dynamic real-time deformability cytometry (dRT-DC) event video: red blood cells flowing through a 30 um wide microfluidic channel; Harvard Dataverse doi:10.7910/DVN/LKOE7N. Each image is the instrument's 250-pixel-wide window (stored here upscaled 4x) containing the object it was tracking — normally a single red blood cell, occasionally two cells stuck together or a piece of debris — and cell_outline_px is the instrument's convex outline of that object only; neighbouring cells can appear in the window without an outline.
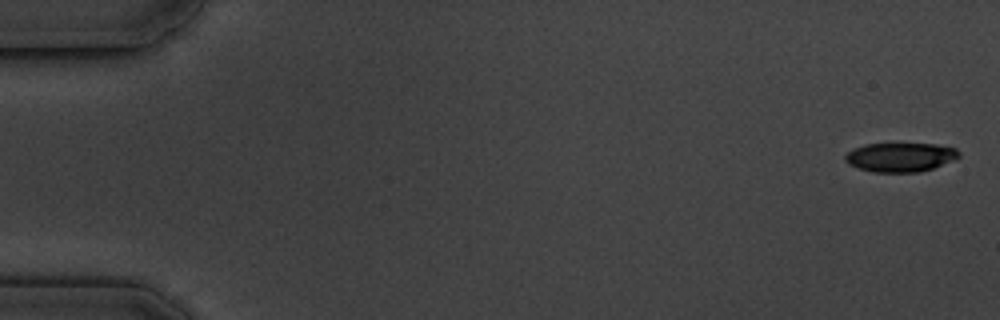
{"species": "common noctule bat (a hibernating species)", "species_latin": "Nyctalus noctula", "temperature_condition": "cold", "stored_images_in_passage": 6, "camera_frame_rate_fps": 3000, "um_per_image_px": 0.085, "animal": {"sex": "male", "body_mass_g": 19.5, "forearm_length_mm": 54.6}, "frame": {"image": 1, "passage_image": 1, "time_ms": 0.0, "image_size_px": [1000, 320], "cell_outline_px": [[960, 156], [952, 160], [932, 168], [920, 172], [872, 172], [848, 164], [844, 160], [844, 156], [848, 152], [864, 144], [936, 144], [956, 148], [960, 152]], "centroid_in_image_um": [76.52, 13.36], "position_along_channel_um": 8.5, "area_um2": 19.13}}
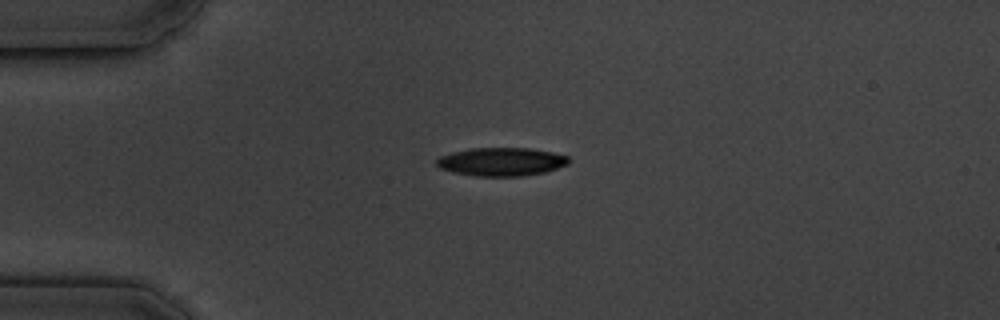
{"frame": {"image": 2, "passage_image": 4, "time_ms": 4.333, "image_size_px": [1000, 320], "cell_outline_px": [[568, 164], [544, 172], [520, 176], [476, 176], [452, 172], [440, 168], [436, 164], [436, 160], [440, 156], [452, 152], [472, 148], [528, 148], [552, 152], [568, 156]], "centroid_in_image_um": [42.58, 13.74], "position_along_channel_um": 42.4, "area_um2": 21.68}}